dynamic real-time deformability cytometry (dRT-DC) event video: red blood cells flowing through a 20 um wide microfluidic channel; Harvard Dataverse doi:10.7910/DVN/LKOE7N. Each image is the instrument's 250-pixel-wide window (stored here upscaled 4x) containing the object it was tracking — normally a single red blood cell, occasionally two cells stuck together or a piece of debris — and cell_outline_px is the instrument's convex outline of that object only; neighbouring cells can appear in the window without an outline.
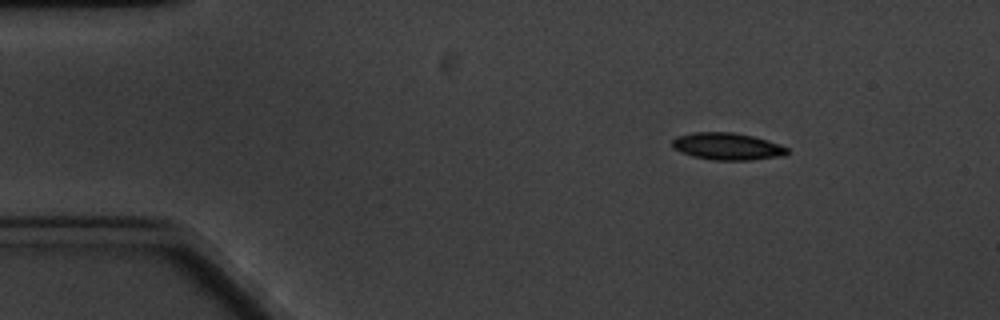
{"species": "common noctule bat (a hibernating species)", "species_latin": "Nyctalus noctula", "temperature_condition": "cold", "stored_images_in_passage": 6, "camera_frame_rate_fps": 3000, "um_per_image_px": 0.085, "animal": {"sex": "male", "body_mass_g": 20.1, "forearm_length_mm": 53.5}, "frame": {"image": 1, "passage_image": 1, "time_ms": 0.0, "image_size_px": [1000, 320], "cell_outline_px": [[788, 152], [784, 156], [752, 160], [716, 160], [692, 156], [680, 152], [672, 148], [672, 140], [676, 136], [692, 132], [732, 132], [752, 136], [780, 144], [788, 148]], "centroid_in_image_um": [61.8, 12.44], "position_along_channel_um": 23.2, "area_um2": 18.26}}
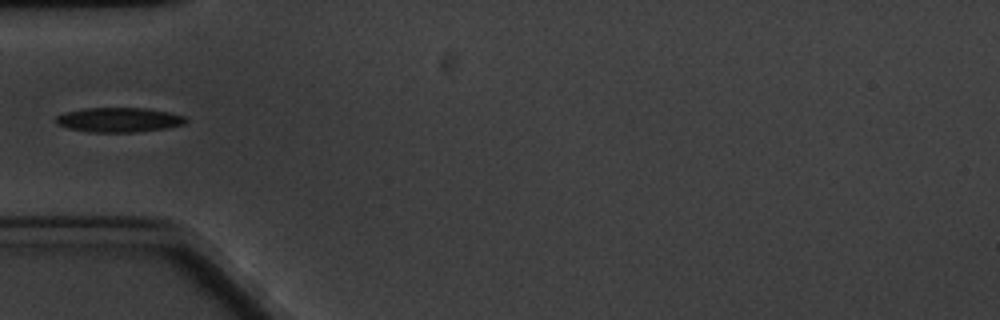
{"frame": {"image": 2, "passage_image": 4, "time_ms": 3.667, "image_size_px": [1000, 320], "cell_outline_px": [[188, 120], [184, 124], [168, 128], [136, 132], [88, 132], [68, 128], [56, 124], [56, 116], [64, 112], [84, 108], [144, 108], [168, 112], [184, 116]], "centroid_in_image_um": [10.09, 10.19], "position_along_channel_um": 74.9, "area_um2": 18.67}}